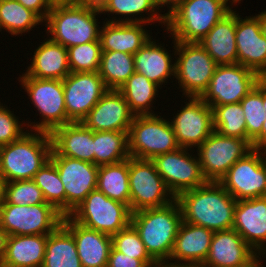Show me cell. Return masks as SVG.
Listing matches in <instances>:
<instances>
[{"label": "cell", "mask_w": 266, "mask_h": 267, "mask_svg": "<svg viewBox=\"0 0 266 267\" xmlns=\"http://www.w3.org/2000/svg\"><path fill=\"white\" fill-rule=\"evenodd\" d=\"M175 200L184 222L213 232L232 229L237 200L219 182L186 190Z\"/></svg>", "instance_id": "6da1fadb"}, {"label": "cell", "mask_w": 266, "mask_h": 267, "mask_svg": "<svg viewBox=\"0 0 266 267\" xmlns=\"http://www.w3.org/2000/svg\"><path fill=\"white\" fill-rule=\"evenodd\" d=\"M182 221L176 200L163 207L143 209L131 214V224L138 231L147 252L157 263H169Z\"/></svg>", "instance_id": "7a4b0ae2"}, {"label": "cell", "mask_w": 266, "mask_h": 267, "mask_svg": "<svg viewBox=\"0 0 266 267\" xmlns=\"http://www.w3.org/2000/svg\"><path fill=\"white\" fill-rule=\"evenodd\" d=\"M229 0H181L166 17V27L173 39L199 43L232 9Z\"/></svg>", "instance_id": "3957f363"}, {"label": "cell", "mask_w": 266, "mask_h": 267, "mask_svg": "<svg viewBox=\"0 0 266 267\" xmlns=\"http://www.w3.org/2000/svg\"><path fill=\"white\" fill-rule=\"evenodd\" d=\"M34 132L36 134L26 132L20 139L2 147L0 176L6 182L32 180L40 168L50 160V133Z\"/></svg>", "instance_id": "277c9868"}, {"label": "cell", "mask_w": 266, "mask_h": 267, "mask_svg": "<svg viewBox=\"0 0 266 267\" xmlns=\"http://www.w3.org/2000/svg\"><path fill=\"white\" fill-rule=\"evenodd\" d=\"M99 13L100 10L81 4L54 6L45 19L46 31L51 34L50 40L65 48L100 41L96 19Z\"/></svg>", "instance_id": "5b68a950"}, {"label": "cell", "mask_w": 266, "mask_h": 267, "mask_svg": "<svg viewBox=\"0 0 266 267\" xmlns=\"http://www.w3.org/2000/svg\"><path fill=\"white\" fill-rule=\"evenodd\" d=\"M160 117V118H159ZM180 148L170 121L156 114L134 116L128 132L129 156L152 160Z\"/></svg>", "instance_id": "8992f818"}, {"label": "cell", "mask_w": 266, "mask_h": 267, "mask_svg": "<svg viewBox=\"0 0 266 267\" xmlns=\"http://www.w3.org/2000/svg\"><path fill=\"white\" fill-rule=\"evenodd\" d=\"M131 214L126 204L95 189L68 216L85 227L112 236L131 223Z\"/></svg>", "instance_id": "52a82bcc"}, {"label": "cell", "mask_w": 266, "mask_h": 267, "mask_svg": "<svg viewBox=\"0 0 266 267\" xmlns=\"http://www.w3.org/2000/svg\"><path fill=\"white\" fill-rule=\"evenodd\" d=\"M175 78L184 95L201 97L208 89L217 64L199 43H186L174 39Z\"/></svg>", "instance_id": "ba28073f"}, {"label": "cell", "mask_w": 266, "mask_h": 267, "mask_svg": "<svg viewBox=\"0 0 266 267\" xmlns=\"http://www.w3.org/2000/svg\"><path fill=\"white\" fill-rule=\"evenodd\" d=\"M20 81L43 118L31 129L51 133L57 127L72 123L66 113L63 80L20 77Z\"/></svg>", "instance_id": "9c48e42d"}, {"label": "cell", "mask_w": 266, "mask_h": 267, "mask_svg": "<svg viewBox=\"0 0 266 267\" xmlns=\"http://www.w3.org/2000/svg\"><path fill=\"white\" fill-rule=\"evenodd\" d=\"M129 187L131 213L163 207L175 200L151 160L129 157Z\"/></svg>", "instance_id": "30bf717a"}, {"label": "cell", "mask_w": 266, "mask_h": 267, "mask_svg": "<svg viewBox=\"0 0 266 267\" xmlns=\"http://www.w3.org/2000/svg\"><path fill=\"white\" fill-rule=\"evenodd\" d=\"M63 215L51 204L0 207V226L8 235H48L61 223Z\"/></svg>", "instance_id": "8fae6325"}, {"label": "cell", "mask_w": 266, "mask_h": 267, "mask_svg": "<svg viewBox=\"0 0 266 267\" xmlns=\"http://www.w3.org/2000/svg\"><path fill=\"white\" fill-rule=\"evenodd\" d=\"M197 148V158L207 182H219L236 161L252 150L245 139L223 136L217 131Z\"/></svg>", "instance_id": "7c38bea8"}, {"label": "cell", "mask_w": 266, "mask_h": 267, "mask_svg": "<svg viewBox=\"0 0 266 267\" xmlns=\"http://www.w3.org/2000/svg\"><path fill=\"white\" fill-rule=\"evenodd\" d=\"M262 78L241 65H218L208 89L200 97L211 108L240 102Z\"/></svg>", "instance_id": "4fadbf2b"}, {"label": "cell", "mask_w": 266, "mask_h": 267, "mask_svg": "<svg viewBox=\"0 0 266 267\" xmlns=\"http://www.w3.org/2000/svg\"><path fill=\"white\" fill-rule=\"evenodd\" d=\"M50 160L55 164L65 188V216H68L96 189L99 167L79 159L60 156L53 149Z\"/></svg>", "instance_id": "5bb4252c"}, {"label": "cell", "mask_w": 266, "mask_h": 267, "mask_svg": "<svg viewBox=\"0 0 266 267\" xmlns=\"http://www.w3.org/2000/svg\"><path fill=\"white\" fill-rule=\"evenodd\" d=\"M219 183L237 201L263 197L266 192L263 150L252 149L230 167Z\"/></svg>", "instance_id": "9a60e30c"}, {"label": "cell", "mask_w": 266, "mask_h": 267, "mask_svg": "<svg viewBox=\"0 0 266 267\" xmlns=\"http://www.w3.org/2000/svg\"><path fill=\"white\" fill-rule=\"evenodd\" d=\"M187 150L180 147L175 151L157 155L151 160L174 197L207 183L198 158L189 155Z\"/></svg>", "instance_id": "2e32d148"}, {"label": "cell", "mask_w": 266, "mask_h": 267, "mask_svg": "<svg viewBox=\"0 0 266 267\" xmlns=\"http://www.w3.org/2000/svg\"><path fill=\"white\" fill-rule=\"evenodd\" d=\"M63 87L71 122H81L108 90L99 72H71L63 79Z\"/></svg>", "instance_id": "e0dca14e"}, {"label": "cell", "mask_w": 266, "mask_h": 267, "mask_svg": "<svg viewBox=\"0 0 266 267\" xmlns=\"http://www.w3.org/2000/svg\"><path fill=\"white\" fill-rule=\"evenodd\" d=\"M189 103L170 122L181 148L199 147L214 131L212 108L200 97H190Z\"/></svg>", "instance_id": "ac0fdd59"}, {"label": "cell", "mask_w": 266, "mask_h": 267, "mask_svg": "<svg viewBox=\"0 0 266 267\" xmlns=\"http://www.w3.org/2000/svg\"><path fill=\"white\" fill-rule=\"evenodd\" d=\"M237 64L266 78V38L256 16L242 19L236 14Z\"/></svg>", "instance_id": "d6986e66"}, {"label": "cell", "mask_w": 266, "mask_h": 267, "mask_svg": "<svg viewBox=\"0 0 266 267\" xmlns=\"http://www.w3.org/2000/svg\"><path fill=\"white\" fill-rule=\"evenodd\" d=\"M134 116L118 90H107L81 123L92 131L129 132Z\"/></svg>", "instance_id": "ffe728a7"}, {"label": "cell", "mask_w": 266, "mask_h": 267, "mask_svg": "<svg viewBox=\"0 0 266 267\" xmlns=\"http://www.w3.org/2000/svg\"><path fill=\"white\" fill-rule=\"evenodd\" d=\"M232 228L256 252L265 255L266 199L264 197L238 200ZM259 251V252H257Z\"/></svg>", "instance_id": "44dd1931"}, {"label": "cell", "mask_w": 266, "mask_h": 267, "mask_svg": "<svg viewBox=\"0 0 266 267\" xmlns=\"http://www.w3.org/2000/svg\"><path fill=\"white\" fill-rule=\"evenodd\" d=\"M256 252L232 228L213 233L209 254L201 267H244Z\"/></svg>", "instance_id": "7402d4cb"}, {"label": "cell", "mask_w": 266, "mask_h": 267, "mask_svg": "<svg viewBox=\"0 0 266 267\" xmlns=\"http://www.w3.org/2000/svg\"><path fill=\"white\" fill-rule=\"evenodd\" d=\"M62 224L72 233L82 267H107L112 237L63 216Z\"/></svg>", "instance_id": "603a6c76"}, {"label": "cell", "mask_w": 266, "mask_h": 267, "mask_svg": "<svg viewBox=\"0 0 266 267\" xmlns=\"http://www.w3.org/2000/svg\"><path fill=\"white\" fill-rule=\"evenodd\" d=\"M213 233L205 227L182 221L169 258L177 262L169 264L201 267L209 254Z\"/></svg>", "instance_id": "cb8c5ba5"}, {"label": "cell", "mask_w": 266, "mask_h": 267, "mask_svg": "<svg viewBox=\"0 0 266 267\" xmlns=\"http://www.w3.org/2000/svg\"><path fill=\"white\" fill-rule=\"evenodd\" d=\"M52 149L60 156L94 164V131L81 122L57 127L50 133Z\"/></svg>", "instance_id": "d4e9b609"}, {"label": "cell", "mask_w": 266, "mask_h": 267, "mask_svg": "<svg viewBox=\"0 0 266 267\" xmlns=\"http://www.w3.org/2000/svg\"><path fill=\"white\" fill-rule=\"evenodd\" d=\"M217 65L237 64L236 13L231 10L199 42Z\"/></svg>", "instance_id": "484cf974"}, {"label": "cell", "mask_w": 266, "mask_h": 267, "mask_svg": "<svg viewBox=\"0 0 266 267\" xmlns=\"http://www.w3.org/2000/svg\"><path fill=\"white\" fill-rule=\"evenodd\" d=\"M70 73L67 48L48 39L36 49L22 77L63 80Z\"/></svg>", "instance_id": "4316f807"}, {"label": "cell", "mask_w": 266, "mask_h": 267, "mask_svg": "<svg viewBox=\"0 0 266 267\" xmlns=\"http://www.w3.org/2000/svg\"><path fill=\"white\" fill-rule=\"evenodd\" d=\"M142 24L146 23L104 22L99 37L101 51H120L134 55L151 39Z\"/></svg>", "instance_id": "83f0119b"}, {"label": "cell", "mask_w": 266, "mask_h": 267, "mask_svg": "<svg viewBox=\"0 0 266 267\" xmlns=\"http://www.w3.org/2000/svg\"><path fill=\"white\" fill-rule=\"evenodd\" d=\"M48 235H9L0 267H42Z\"/></svg>", "instance_id": "f1b7e54d"}, {"label": "cell", "mask_w": 266, "mask_h": 267, "mask_svg": "<svg viewBox=\"0 0 266 267\" xmlns=\"http://www.w3.org/2000/svg\"><path fill=\"white\" fill-rule=\"evenodd\" d=\"M151 40L133 55L135 72L145 75L160 87L169 76H175V63H171V56L163 46Z\"/></svg>", "instance_id": "f546056e"}, {"label": "cell", "mask_w": 266, "mask_h": 267, "mask_svg": "<svg viewBox=\"0 0 266 267\" xmlns=\"http://www.w3.org/2000/svg\"><path fill=\"white\" fill-rule=\"evenodd\" d=\"M42 267H82L73 235L62 223L48 234Z\"/></svg>", "instance_id": "4dcf8cb0"}, {"label": "cell", "mask_w": 266, "mask_h": 267, "mask_svg": "<svg viewBox=\"0 0 266 267\" xmlns=\"http://www.w3.org/2000/svg\"><path fill=\"white\" fill-rule=\"evenodd\" d=\"M96 189L110 199L129 207V158L118 163L99 166Z\"/></svg>", "instance_id": "1f68e13d"}, {"label": "cell", "mask_w": 266, "mask_h": 267, "mask_svg": "<svg viewBox=\"0 0 266 267\" xmlns=\"http://www.w3.org/2000/svg\"><path fill=\"white\" fill-rule=\"evenodd\" d=\"M159 86L150 81L145 75L134 72L118 89L135 115H153L149 111L151 102L157 95Z\"/></svg>", "instance_id": "d6a6232c"}, {"label": "cell", "mask_w": 266, "mask_h": 267, "mask_svg": "<svg viewBox=\"0 0 266 267\" xmlns=\"http://www.w3.org/2000/svg\"><path fill=\"white\" fill-rule=\"evenodd\" d=\"M128 132L94 131V164H114L128 159Z\"/></svg>", "instance_id": "836d02e7"}, {"label": "cell", "mask_w": 266, "mask_h": 267, "mask_svg": "<svg viewBox=\"0 0 266 267\" xmlns=\"http://www.w3.org/2000/svg\"><path fill=\"white\" fill-rule=\"evenodd\" d=\"M134 72L132 54L120 51L101 52L99 75L108 90H118Z\"/></svg>", "instance_id": "e575fe53"}, {"label": "cell", "mask_w": 266, "mask_h": 267, "mask_svg": "<svg viewBox=\"0 0 266 267\" xmlns=\"http://www.w3.org/2000/svg\"><path fill=\"white\" fill-rule=\"evenodd\" d=\"M158 8L155 6L153 0H110L100 11L101 13H116L115 15L124 16L125 19L119 18V20H110L107 22L113 23H150L153 21H160L164 25H166V16L163 14H158L156 12ZM152 13L149 17L146 18H136V15H142L143 12L145 13ZM131 15V16H130ZM135 15V17H134ZM128 16V17H125ZM130 16V18H129ZM132 17V18H131ZM135 19H134V18Z\"/></svg>", "instance_id": "d590c367"}, {"label": "cell", "mask_w": 266, "mask_h": 267, "mask_svg": "<svg viewBox=\"0 0 266 267\" xmlns=\"http://www.w3.org/2000/svg\"><path fill=\"white\" fill-rule=\"evenodd\" d=\"M43 20L33 11L27 9L17 0H5L0 3V29L12 35L29 32ZM0 30V31H1Z\"/></svg>", "instance_id": "8d00e7d4"}, {"label": "cell", "mask_w": 266, "mask_h": 267, "mask_svg": "<svg viewBox=\"0 0 266 267\" xmlns=\"http://www.w3.org/2000/svg\"><path fill=\"white\" fill-rule=\"evenodd\" d=\"M214 131L220 135L247 141L246 122L240 102L212 108Z\"/></svg>", "instance_id": "74e56055"}, {"label": "cell", "mask_w": 266, "mask_h": 267, "mask_svg": "<svg viewBox=\"0 0 266 267\" xmlns=\"http://www.w3.org/2000/svg\"><path fill=\"white\" fill-rule=\"evenodd\" d=\"M32 180L41 189L46 203L65 216V188L55 164L51 160L46 162Z\"/></svg>", "instance_id": "f35d334b"}, {"label": "cell", "mask_w": 266, "mask_h": 267, "mask_svg": "<svg viewBox=\"0 0 266 267\" xmlns=\"http://www.w3.org/2000/svg\"><path fill=\"white\" fill-rule=\"evenodd\" d=\"M246 122L247 142L252 141L261 133L265 121L263 108V79L240 101Z\"/></svg>", "instance_id": "ab89813d"}, {"label": "cell", "mask_w": 266, "mask_h": 267, "mask_svg": "<svg viewBox=\"0 0 266 267\" xmlns=\"http://www.w3.org/2000/svg\"><path fill=\"white\" fill-rule=\"evenodd\" d=\"M71 72H99L100 41L88 42L67 48Z\"/></svg>", "instance_id": "60d3db41"}, {"label": "cell", "mask_w": 266, "mask_h": 267, "mask_svg": "<svg viewBox=\"0 0 266 267\" xmlns=\"http://www.w3.org/2000/svg\"><path fill=\"white\" fill-rule=\"evenodd\" d=\"M5 202L18 206L48 204L41 189L33 180H17L6 183Z\"/></svg>", "instance_id": "b9f144b4"}, {"label": "cell", "mask_w": 266, "mask_h": 267, "mask_svg": "<svg viewBox=\"0 0 266 267\" xmlns=\"http://www.w3.org/2000/svg\"><path fill=\"white\" fill-rule=\"evenodd\" d=\"M111 237L112 247L116 251L139 260H154L147 252L138 231L131 223Z\"/></svg>", "instance_id": "7bdbcfd3"}, {"label": "cell", "mask_w": 266, "mask_h": 267, "mask_svg": "<svg viewBox=\"0 0 266 267\" xmlns=\"http://www.w3.org/2000/svg\"><path fill=\"white\" fill-rule=\"evenodd\" d=\"M15 117L14 113L6 109L0 104V145H8L9 143L20 139L26 132H23V126ZM22 126V127H21Z\"/></svg>", "instance_id": "ee69618b"}, {"label": "cell", "mask_w": 266, "mask_h": 267, "mask_svg": "<svg viewBox=\"0 0 266 267\" xmlns=\"http://www.w3.org/2000/svg\"><path fill=\"white\" fill-rule=\"evenodd\" d=\"M155 260H139L111 248L107 267H153Z\"/></svg>", "instance_id": "f6af8a7d"}, {"label": "cell", "mask_w": 266, "mask_h": 267, "mask_svg": "<svg viewBox=\"0 0 266 267\" xmlns=\"http://www.w3.org/2000/svg\"><path fill=\"white\" fill-rule=\"evenodd\" d=\"M27 9L35 12L43 21L47 18L52 7L47 0H17Z\"/></svg>", "instance_id": "bcb514c9"}, {"label": "cell", "mask_w": 266, "mask_h": 267, "mask_svg": "<svg viewBox=\"0 0 266 267\" xmlns=\"http://www.w3.org/2000/svg\"><path fill=\"white\" fill-rule=\"evenodd\" d=\"M263 108L265 121L261 133L252 141V149L266 151V78L263 79Z\"/></svg>", "instance_id": "7dc6e473"}, {"label": "cell", "mask_w": 266, "mask_h": 267, "mask_svg": "<svg viewBox=\"0 0 266 267\" xmlns=\"http://www.w3.org/2000/svg\"><path fill=\"white\" fill-rule=\"evenodd\" d=\"M155 6L158 8L159 10V7L161 5L162 6H165V5H170L168 7H170L168 13H165L164 15L167 17L178 5L179 3L181 2V0H153Z\"/></svg>", "instance_id": "c3c4849f"}, {"label": "cell", "mask_w": 266, "mask_h": 267, "mask_svg": "<svg viewBox=\"0 0 266 267\" xmlns=\"http://www.w3.org/2000/svg\"><path fill=\"white\" fill-rule=\"evenodd\" d=\"M8 236L9 235L0 226V264L6 253Z\"/></svg>", "instance_id": "681fc988"}, {"label": "cell", "mask_w": 266, "mask_h": 267, "mask_svg": "<svg viewBox=\"0 0 266 267\" xmlns=\"http://www.w3.org/2000/svg\"><path fill=\"white\" fill-rule=\"evenodd\" d=\"M110 0H81V5L101 10Z\"/></svg>", "instance_id": "f907efd6"}, {"label": "cell", "mask_w": 266, "mask_h": 267, "mask_svg": "<svg viewBox=\"0 0 266 267\" xmlns=\"http://www.w3.org/2000/svg\"><path fill=\"white\" fill-rule=\"evenodd\" d=\"M47 1L51 7L81 4V0H47Z\"/></svg>", "instance_id": "816d5d0a"}, {"label": "cell", "mask_w": 266, "mask_h": 267, "mask_svg": "<svg viewBox=\"0 0 266 267\" xmlns=\"http://www.w3.org/2000/svg\"><path fill=\"white\" fill-rule=\"evenodd\" d=\"M256 17L259 19L261 31L266 38V11L261 12L260 14L256 15Z\"/></svg>", "instance_id": "f5cc1de1"}, {"label": "cell", "mask_w": 266, "mask_h": 267, "mask_svg": "<svg viewBox=\"0 0 266 267\" xmlns=\"http://www.w3.org/2000/svg\"><path fill=\"white\" fill-rule=\"evenodd\" d=\"M6 181L0 176V207L5 202V188H6Z\"/></svg>", "instance_id": "db71d44e"}, {"label": "cell", "mask_w": 266, "mask_h": 267, "mask_svg": "<svg viewBox=\"0 0 266 267\" xmlns=\"http://www.w3.org/2000/svg\"><path fill=\"white\" fill-rule=\"evenodd\" d=\"M259 258L261 259V257L257 255L249 264L245 265L244 267H263L261 264L262 260H260Z\"/></svg>", "instance_id": "11a10c76"}, {"label": "cell", "mask_w": 266, "mask_h": 267, "mask_svg": "<svg viewBox=\"0 0 266 267\" xmlns=\"http://www.w3.org/2000/svg\"><path fill=\"white\" fill-rule=\"evenodd\" d=\"M153 267H200V266L172 265V264L165 262V263H157Z\"/></svg>", "instance_id": "9f6ffc18"}, {"label": "cell", "mask_w": 266, "mask_h": 267, "mask_svg": "<svg viewBox=\"0 0 266 267\" xmlns=\"http://www.w3.org/2000/svg\"><path fill=\"white\" fill-rule=\"evenodd\" d=\"M263 164H264V167H265V170H266V151H264V150H263ZM263 197L266 199V192L263 195Z\"/></svg>", "instance_id": "6f0895ef"}, {"label": "cell", "mask_w": 266, "mask_h": 267, "mask_svg": "<svg viewBox=\"0 0 266 267\" xmlns=\"http://www.w3.org/2000/svg\"><path fill=\"white\" fill-rule=\"evenodd\" d=\"M2 147L3 146L0 145V165H1V151H2Z\"/></svg>", "instance_id": "680465c9"}]
</instances>
